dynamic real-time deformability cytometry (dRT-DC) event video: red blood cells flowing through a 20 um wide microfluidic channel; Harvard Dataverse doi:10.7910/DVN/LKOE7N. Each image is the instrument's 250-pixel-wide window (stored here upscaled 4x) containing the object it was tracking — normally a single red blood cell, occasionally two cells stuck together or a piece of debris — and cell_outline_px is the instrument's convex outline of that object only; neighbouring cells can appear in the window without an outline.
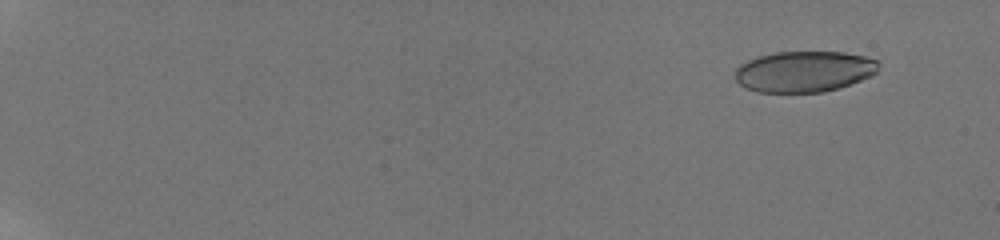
{"species": "human", "species_latin": "Homo sapiens", "temperature_condition": "room temperature", "stored_images_in_passage": 59, "camera_frame_rate_fps": 3000, "um_per_image_px": 0.085, "donor": {"sex": "male"}, "frame": {"image": 1, "passage_image": 6, "time_ms": 1.667, "image_size_px": [1000, 240], "cell_outline_px": [[880, 72], [860, 80], [824, 92], [760, 92], [748, 88], [740, 84], [732, 76], [736, 68], [740, 64], [748, 60], [760, 56], [776, 52], [844, 52], [864, 56], [876, 60], [880, 64]], "centroid_in_image_um": [68.35, 6.07], "position_along_channel_um": 16.6, "area_um2": 34.28}}
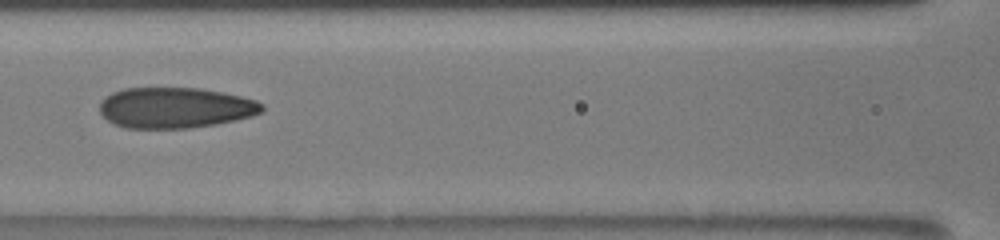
{"frame": {"image": 2, "passage_image": 32, "time_ms": 10.333, "image_size_px": [1000, 240], "cell_outline_px": [[264, 108], [260, 112], [252, 116], [236, 120], [216, 124], [192, 128], [124, 128], [108, 120], [100, 112], [100, 100], [112, 92], [124, 88], [200, 88], [224, 92], [256, 100], [264, 104]], "centroid_in_image_um": [14.9, 9.15], "position_along_channel_um": 151.7, "area_um2": 38.67}}
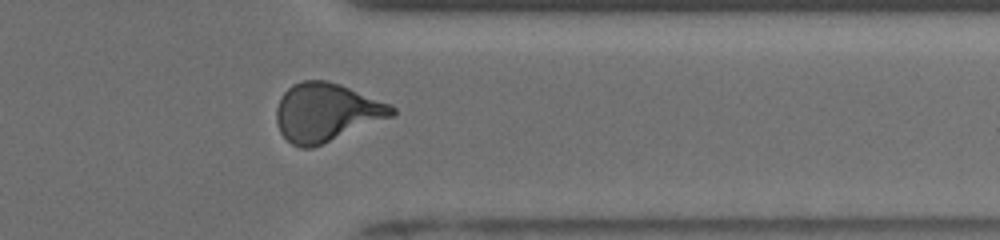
{"frame": {"image": 3, "passage_image": 50, "time_ms": 16.333, "image_size_px": [1000, 240], "cell_outline_px": [[396, 112], [392, 116], [312, 148], [300, 148], [292, 144], [280, 132], [276, 120], [276, 108], [284, 92], [292, 84], [304, 80], [328, 80], [340, 84], [392, 104], [396, 108]], "centroid_in_image_um": [27.73, 9.53], "position_along_channel_um": 383.7, "area_um2": 39.13}, "authors_computed_cell_mechanics": {"area_um2": 37.5122, "velocity_mm_per_s": 3.8864, "shape_relaxation_time_tau1_ms": 5.2013, "shape_relaxation_time_tau2_ms": 0.9811, "deformation_change_tau1": 0.1986, "deformation_change_tau2": 0.0774}}